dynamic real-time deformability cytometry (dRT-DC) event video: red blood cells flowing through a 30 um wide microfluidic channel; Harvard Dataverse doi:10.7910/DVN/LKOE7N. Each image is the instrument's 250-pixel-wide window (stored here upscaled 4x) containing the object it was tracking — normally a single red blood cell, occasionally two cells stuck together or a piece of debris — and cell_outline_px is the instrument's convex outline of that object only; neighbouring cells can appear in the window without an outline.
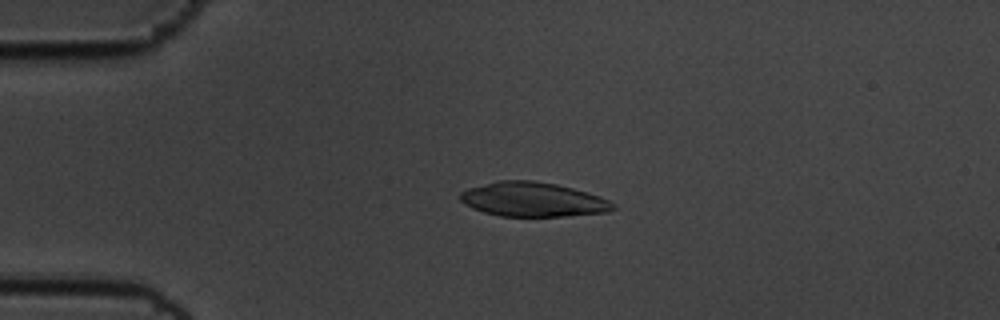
{"species": "common noctule bat (a hibernating species)", "species_latin": "Nyctalus noctula", "temperature_condition": "cold", "stored_images_in_passage": 56, "camera_frame_rate_fps": 3000, "um_per_image_px": 0.085, "animal": {"sex": "male", "body_mass_g": 19.5, "forearm_length_mm": 54.6}, "frame": {"image": 1, "passage_image": 13, "time_ms": 4.0, "image_size_px": [1000, 320], "cell_outline_px": [[616, 208], [608, 212], [564, 216], [500, 216], [484, 212], [472, 208], [464, 204], [460, 200], [460, 192], [468, 188], [500, 180], [532, 180], [556, 184], [588, 192], [600, 196], [616, 204]], "centroid_in_image_um": [45.31, 16.95], "position_along_channel_um": 39.7, "area_um2": 30.63}}
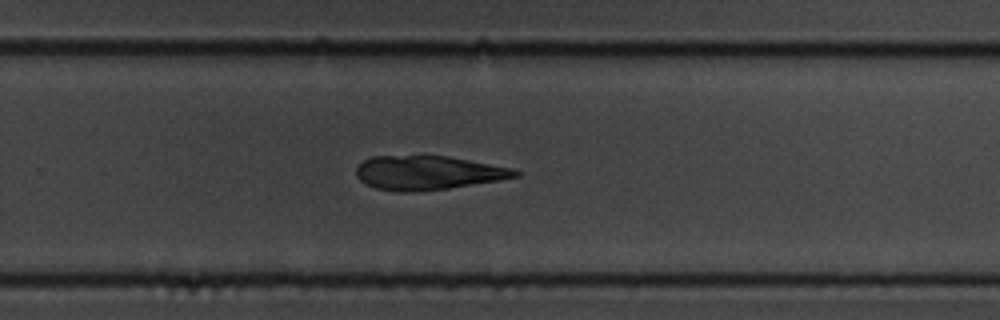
{"frame": {"image": 2, "passage_image": 37, "time_ms": 12.0, "image_size_px": [1000, 320], "cell_outline_px": [[520, 176], [500, 180], [448, 188], [404, 192], [396, 192], [376, 188], [364, 184], [356, 176], [356, 168], [364, 160], [372, 156], [448, 156], [512, 168], [520, 172]], "centroid_in_image_um": [36.35, 14.69], "position_along_channel_um": 293.4, "area_um2": 31.33}}